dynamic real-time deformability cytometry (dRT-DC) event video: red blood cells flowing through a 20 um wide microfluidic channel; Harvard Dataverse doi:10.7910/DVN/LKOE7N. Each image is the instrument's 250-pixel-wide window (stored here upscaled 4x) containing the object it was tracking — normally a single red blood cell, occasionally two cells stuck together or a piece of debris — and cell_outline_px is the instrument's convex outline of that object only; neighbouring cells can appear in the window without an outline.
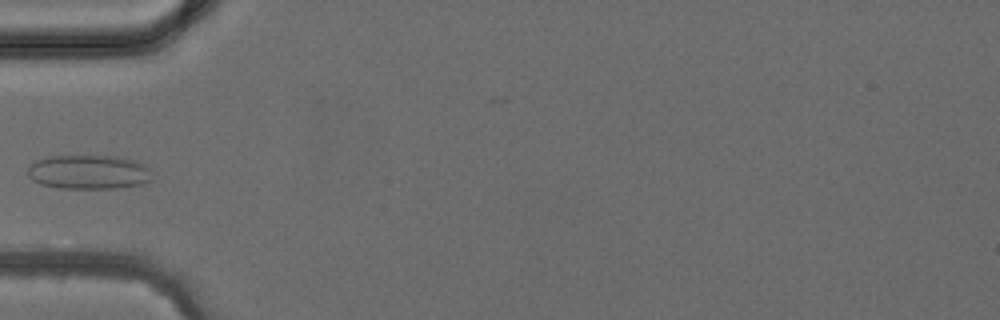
{"species": "common noctule bat (a hibernating species)", "species_latin": "Nyctalus noctula", "temperature_condition": "cold", "stored_images_in_passage": 5, "camera_frame_rate_fps": 3000, "um_per_image_px": 0.085, "animal": {"sex": "female", "body_mass_g": 24.6, "forearm_length_mm": 56.2}, "frame": {"image": 1, "passage_image": 5, "time_ms": 4.667, "image_size_px": [1000, 320], "cell_outline_px": [[152, 180], [148, 184], [116, 188], [60, 188], [40, 184], [32, 180], [28, 176], [28, 168], [36, 160], [48, 156], [120, 156], [136, 160], [144, 164], [148, 168]], "centroid_in_image_um": [7.57, 14.63], "position_along_channel_um": 77.4, "area_um2": 25.09}}